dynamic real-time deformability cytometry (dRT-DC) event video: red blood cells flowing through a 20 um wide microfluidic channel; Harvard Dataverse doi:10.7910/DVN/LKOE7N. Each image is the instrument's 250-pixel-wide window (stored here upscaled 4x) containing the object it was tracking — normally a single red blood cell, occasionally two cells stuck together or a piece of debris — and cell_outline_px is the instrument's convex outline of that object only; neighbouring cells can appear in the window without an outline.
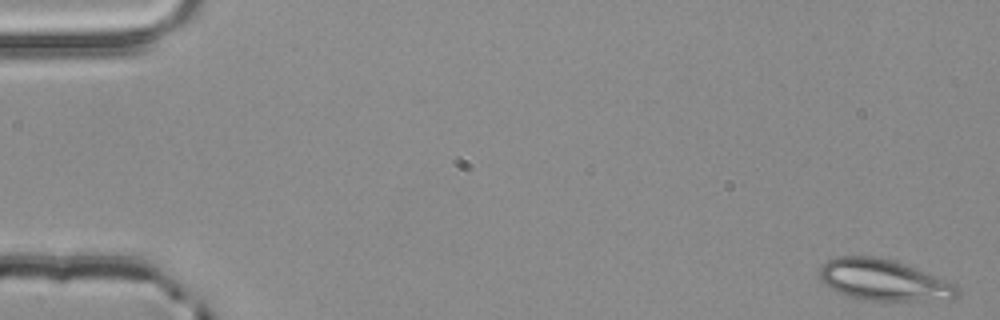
{"species": "common noctule bat (a hibernating species)", "species_latin": "Nyctalus noctula", "temperature_condition": "room temperature", "stored_images_in_passage": 4, "camera_frame_rate_fps": 3000, "um_per_image_px": 0.085, "animal": {"sex": "male", "body_mass_g": 20.4}, "frame": {"image": 1, "passage_image": 1, "time_ms": 0.0, "image_size_px": [1000, 320], "cell_outline_px": [[960, 296], [952, 300], [864, 300], [848, 296], [836, 292], [824, 284], [820, 280], [820, 264], [828, 260], [840, 256], [876, 256], [892, 260], [904, 264], [956, 284], [960, 292]], "centroid_in_image_um": [75.11, 23.81], "position_along_channel_um": 9.9, "area_um2": 33.12}}